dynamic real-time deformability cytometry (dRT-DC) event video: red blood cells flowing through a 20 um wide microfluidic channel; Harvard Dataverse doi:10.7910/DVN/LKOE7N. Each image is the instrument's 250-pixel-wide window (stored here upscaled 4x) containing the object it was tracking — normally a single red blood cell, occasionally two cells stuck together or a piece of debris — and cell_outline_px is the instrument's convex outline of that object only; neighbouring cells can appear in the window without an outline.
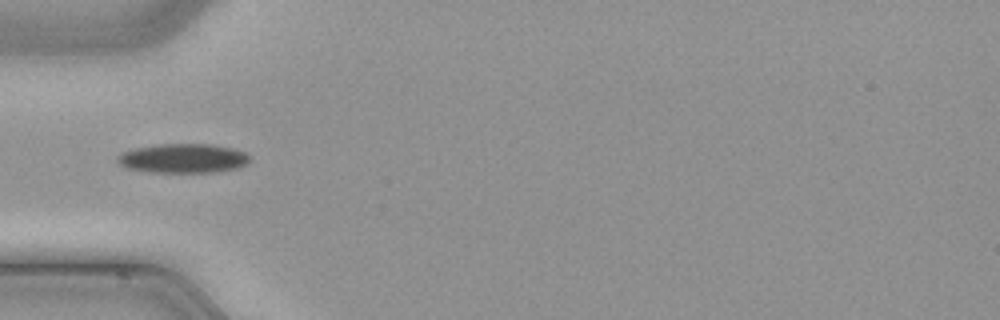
{"species": "common noctule bat (a hibernating species)", "species_latin": "Nyctalus noctula", "temperature_condition": "cold", "stored_images_in_passage": 28, "camera_frame_rate_fps": 3000, "um_per_image_px": 0.085, "animal": {"sex": "male", "body_mass_g": 21.5, "forearm_length_mm": 52.0}, "frame": {"image": 1, "passage_image": 1, "time_ms": 0.0, "image_size_px": [1000, 320], "cell_outline_px": [[248, 164], [236, 168], [212, 172], [148, 172], [128, 168], [120, 164], [116, 160], [116, 156], [124, 152], [136, 148], [160, 144], [212, 144], [232, 148], [244, 152], [248, 156]], "centroid_in_image_um": [15.55, 13.46], "position_along_channel_um": 69.5, "area_um2": 22.37}}
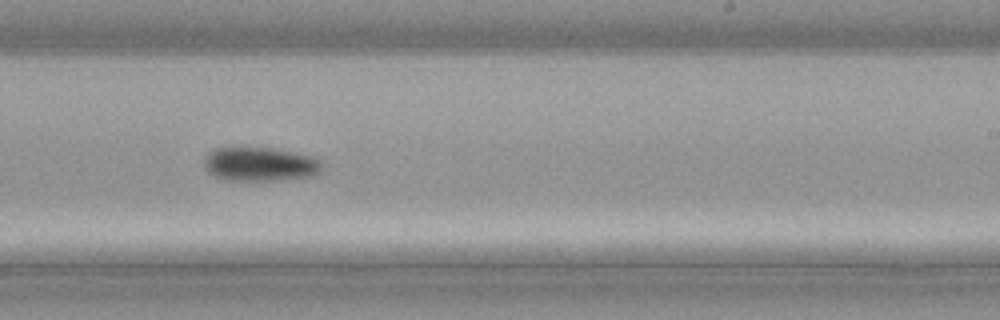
{"frame": {"image": 2, "passage_image": 15, "time_ms": 4.667, "image_size_px": [1000, 320], "cell_outline_px": [[324, 168], [320, 172], [312, 176], [288, 180], [224, 180], [208, 172], [204, 168], [204, 156], [212, 148], [228, 144], [244, 144], [276, 148], [312, 156], [320, 160]], "centroid_in_image_um": [22.04, 13.89], "position_along_channel_um": 267.0, "area_um2": 24.85}}
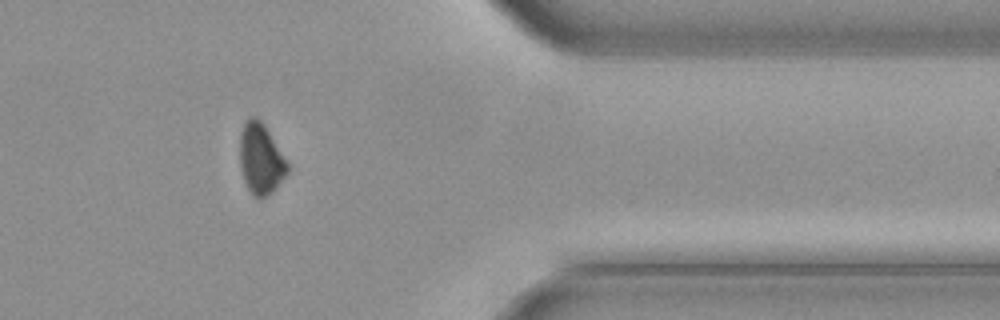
{"frame": {"image": 3, "passage_image": 25, "time_ms": 8.0, "image_size_px": [1000, 320], "cell_outline_px": [[288, 172], [276, 188], [268, 196], [260, 200], [252, 196], [244, 180], [240, 164], [240, 132], [244, 120], [248, 116], [256, 116], [264, 124], [288, 164]], "centroid_in_image_um": [22.14, 13.51], "position_along_channel_um": 389.3, "area_um2": 19.77}}